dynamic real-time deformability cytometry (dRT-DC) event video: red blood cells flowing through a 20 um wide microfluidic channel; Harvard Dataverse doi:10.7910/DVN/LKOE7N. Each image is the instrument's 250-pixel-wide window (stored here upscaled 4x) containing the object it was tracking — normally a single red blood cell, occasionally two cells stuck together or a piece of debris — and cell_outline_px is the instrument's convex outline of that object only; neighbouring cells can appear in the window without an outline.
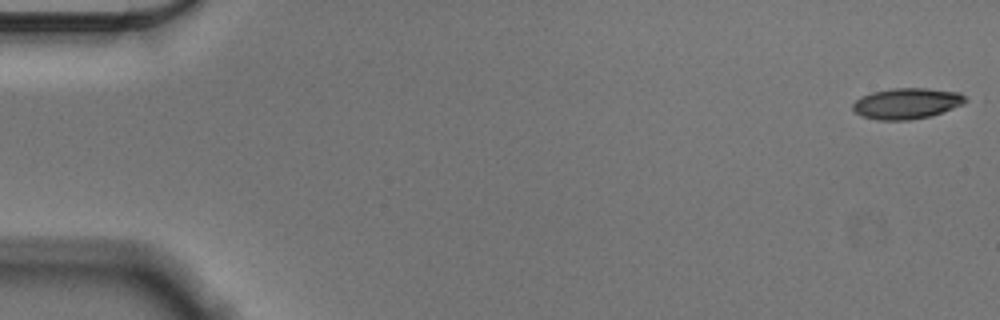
{"species": "Egyptian fruit bat (a non-hibernating species)", "species_latin": "Rousettus aegyptiacus", "temperature_condition": "cold", "stored_images_in_passage": 56, "camera_frame_rate_fps": 3000, "um_per_image_px": 0.085, "animal": {"sex": "male"}, "frame": {"image": 1, "passage_image": 1, "time_ms": 0.0, "image_size_px": [1000, 320], "cell_outline_px": [[968, 100], [964, 104], [932, 116], [912, 120], [876, 120], [860, 116], [852, 108], [852, 104], [860, 96], [872, 92], [892, 88], [928, 88], [960, 92]], "centroid_in_image_um": [77.07, 8.8], "position_along_channel_um": 7.9, "area_um2": 20.58}}
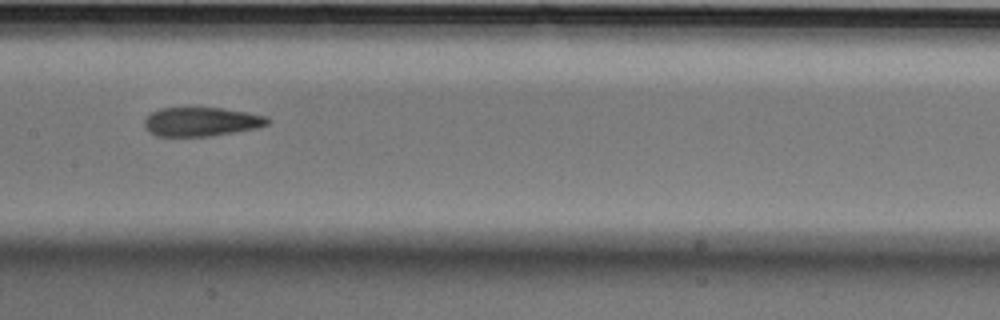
{"frame": {"image": 2, "passage_image": 28, "time_ms": 9.0, "image_size_px": [1000, 320], "cell_outline_px": [[272, 120], [268, 124], [256, 128], [212, 136], [156, 136], [148, 132], [144, 128], [144, 120], [152, 112], [160, 108], [220, 108], [248, 112], [268, 116]], "centroid_in_image_um": [17.12, 10.35], "position_along_channel_um": 190.3, "area_um2": 20.92}}
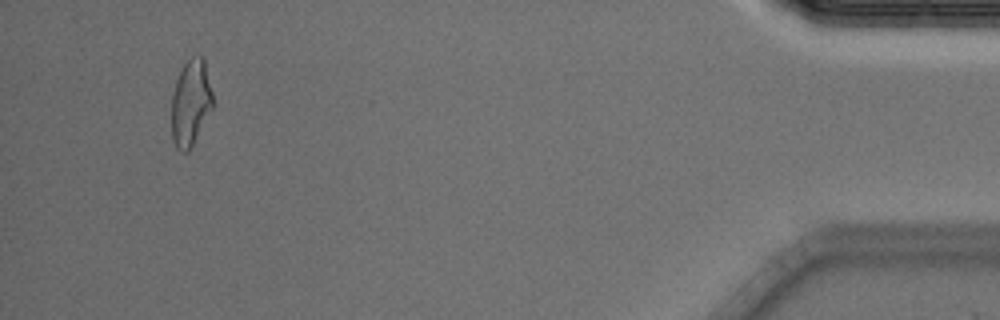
{"frame": {"image": 3, "passage_image": 53, "time_ms": 17.333, "image_size_px": [1000, 320], "cell_outline_px": [[212, 108], [188, 152], [180, 152], [176, 148], [172, 140], [172, 92], [180, 68], [192, 56], [200, 56], [204, 60], [212, 92]], "centroid_in_image_um": [16.18, 8.74], "position_along_channel_um": 419.0, "area_um2": 20.52}, "authors_computed_cell_mechanics": {"area_um2": 21.1259, "velocity_mm_per_s": 3.5907, "shape_relaxation_time_tau1_ms": 9.4398, "shape_relaxation_time_tau2_ms": 2.8036, "deformation_change_tau1": 0.2305, "deformation_change_tau2": 0.1064}}